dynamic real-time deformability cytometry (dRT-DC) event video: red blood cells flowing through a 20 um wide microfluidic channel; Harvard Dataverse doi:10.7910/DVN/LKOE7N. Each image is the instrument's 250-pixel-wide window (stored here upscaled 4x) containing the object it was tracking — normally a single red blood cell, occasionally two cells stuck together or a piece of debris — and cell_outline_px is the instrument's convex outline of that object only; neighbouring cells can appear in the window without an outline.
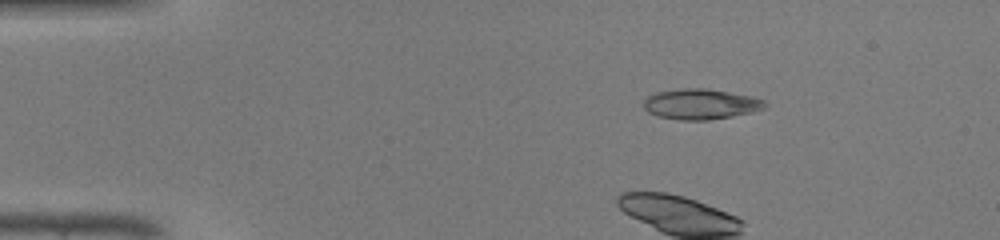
{"species": "common noctule bat (a hibernating species)", "species_latin": "Nyctalus noctula", "temperature_condition": "warm", "stored_images_in_passage": 47, "camera_frame_rate_fps": 3000, "um_per_image_px": 0.085, "animal": {"sex": "male", "body_mass_g": 19.0, "forearm_length_mm": 50.8}, "frame": {"image": 1, "passage_image": 8, "time_ms": 2.333, "image_size_px": [1000, 240], "cell_outline_px": [[768, 104], [764, 108], [752, 112], [732, 116], [708, 120], [680, 120], [656, 116], [648, 112], [644, 108], [644, 100], [648, 96], [656, 92], [684, 88], [704, 88], [752, 96], [764, 100]], "centroid_in_image_um": [59.55, 8.85], "position_along_channel_um": 25.4, "area_um2": 21.5}}